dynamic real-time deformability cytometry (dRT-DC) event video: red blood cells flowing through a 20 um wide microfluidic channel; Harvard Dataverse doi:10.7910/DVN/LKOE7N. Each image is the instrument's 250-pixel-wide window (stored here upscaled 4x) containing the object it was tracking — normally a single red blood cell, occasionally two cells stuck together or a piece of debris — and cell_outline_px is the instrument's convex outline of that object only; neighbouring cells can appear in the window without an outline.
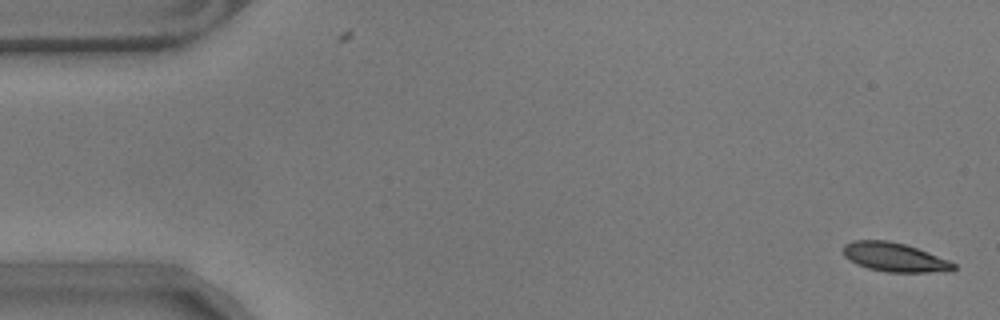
{"species": "common noctule bat (a hibernating species)", "species_latin": "Nyctalus noctula", "temperature_condition": "warm", "stored_images_in_passage": 58, "camera_frame_rate_fps": 3000, "um_per_image_px": 0.085, "animal": {"sex": "male", "body_mass_g": 17.9}, "frame": {"image": 1, "passage_image": 2, "time_ms": 0.333, "image_size_px": [1000, 320], "cell_outline_px": [[956, 268], [952, 272], [888, 272], [868, 268], [856, 264], [848, 260], [844, 256], [844, 244], [852, 240], [888, 240], [904, 244], [928, 252], [948, 260], [956, 264]], "centroid_in_image_um": [76.04, 21.87], "position_along_channel_um": 9.0, "area_um2": 18.73}}
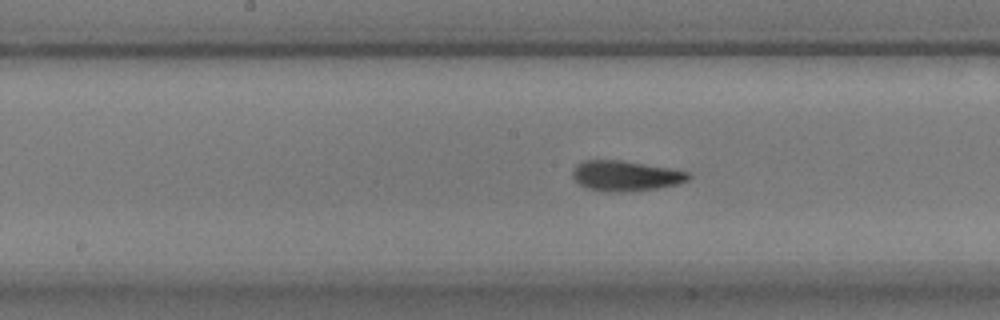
{"frame": {"image": 2, "passage_image": 29, "time_ms": 9.333, "image_size_px": [1000, 320], "cell_outline_px": [[692, 176], [688, 180], [680, 184], [632, 192], [604, 192], [588, 188], [580, 184], [572, 176], [572, 172], [576, 164], [584, 160], [620, 160], [668, 168], [688, 172]], "centroid_in_image_um": [53.17, 14.96], "position_along_channel_um": 195.0, "area_um2": 20.52}}
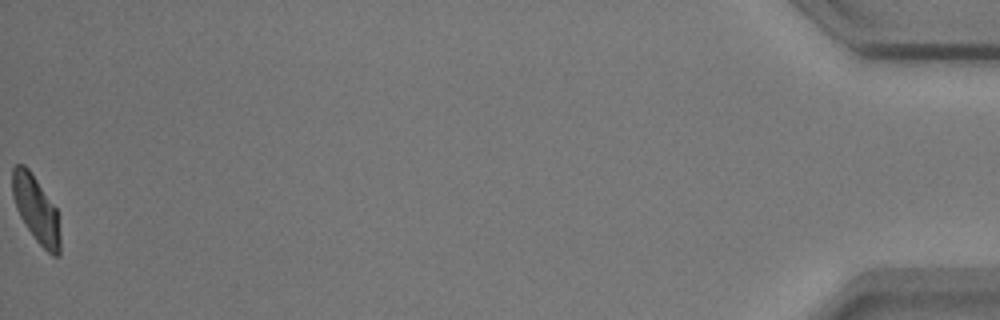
{"frame": {"image": 3, "passage_image": 58, "time_ms": 19.0, "image_size_px": [1000, 320], "cell_outline_px": [[60, 256], [52, 256], [36, 240], [20, 216], [16, 208], [12, 196], [12, 168], [16, 164], [24, 164], [28, 168], [56, 208], [60, 236]], "centroid_in_image_um": [3.05, 17.78], "position_along_channel_um": 432.1, "area_um2": 18.26}, "authors_computed_cell_mechanics": {"area_um2": 19.6809, "velocity_mm_per_s": 3.5095, "shape_relaxation_time_tau1_ms": 5.5107, "shape_relaxation_time_tau2_ms": 2.041, "deformation_change_tau1": 0.1499, "deformation_change_tau2": 0.0659}}